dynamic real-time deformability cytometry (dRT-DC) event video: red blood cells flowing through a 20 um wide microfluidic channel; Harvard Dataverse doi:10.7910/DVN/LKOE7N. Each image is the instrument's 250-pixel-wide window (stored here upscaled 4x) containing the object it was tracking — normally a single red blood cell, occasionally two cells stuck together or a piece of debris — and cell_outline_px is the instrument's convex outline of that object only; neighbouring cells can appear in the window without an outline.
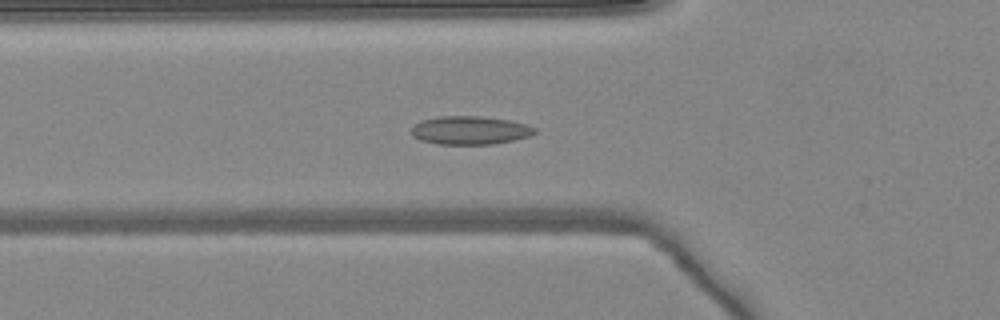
{"species": "common noctule bat (a hibernating species)", "species_latin": "Nyctalus noctula", "temperature_condition": "warm", "stored_images_in_passage": 41, "camera_frame_rate_fps": 3000, "um_per_image_px": 0.085, "animal": {"sex": "female", "body_mass_g": 24.6, "forearm_length_mm": 56.2}, "frame": {"image": 1, "passage_image": 8, "time_ms": 2.333, "image_size_px": [1000, 320], "cell_outline_px": [[536, 132], [532, 136], [492, 144], [436, 144], [420, 140], [412, 136], [412, 124], [420, 120], [436, 116], [480, 116], [508, 120], [528, 124], [536, 128]], "centroid_in_image_um": [39.92, 11.07], "position_along_channel_um": 85.9, "area_um2": 20.63}}
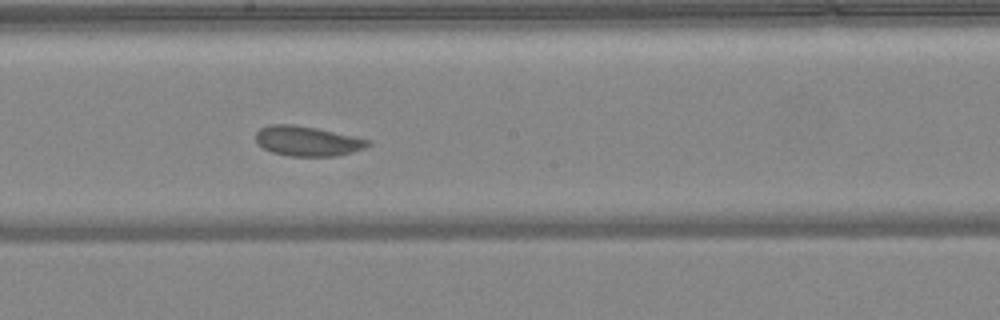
{"frame": {"image": 2, "passage_image": 18, "time_ms": 5.667, "image_size_px": [1000, 320], "cell_outline_px": [[372, 144], [364, 148], [352, 152], [336, 156], [288, 156], [272, 152], [256, 144], [256, 132], [260, 128], [268, 124], [292, 124], [316, 128], [372, 140]], "centroid_in_image_um": [26.12, 11.99], "position_along_channel_um": 222.1, "area_um2": 19.65}}
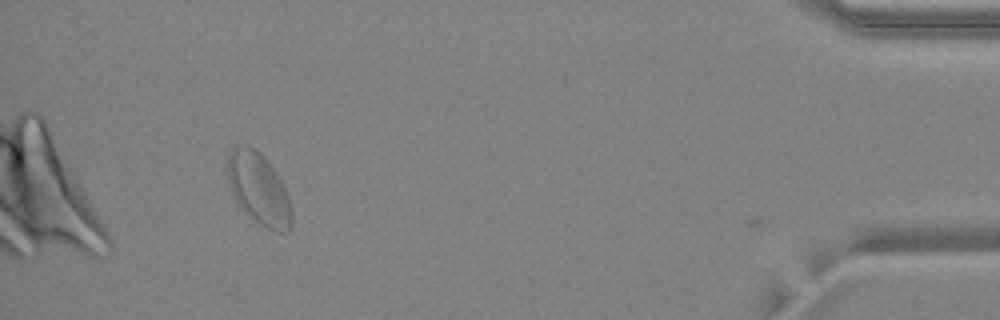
{"frame": {"image": 3, "passage_image": 37, "time_ms": 12.0, "image_size_px": [1000, 320], "cell_outline_px": [[292, 224], [288, 232], [276, 232], [260, 224], [244, 212], [236, 200], [232, 192], [228, 180], [228, 156], [232, 148], [244, 144], [248, 144], [260, 152], [264, 156], [276, 172], [288, 196], [292, 208]], "centroid_in_image_um": [22.01, 16.05], "position_along_channel_um": 413.2, "area_um2": 26.7}, "authors_computed_cell_mechanics": {"area_um2": 20.5768, "velocity_mm_per_s": 4.0735, "shape_relaxation_time_tau1_ms": 5.5545, "shape_relaxation_time_tau2_ms": 1.3845, "deformation_change_tau1": 0.0917, "deformation_change_tau2": 0.0443}}